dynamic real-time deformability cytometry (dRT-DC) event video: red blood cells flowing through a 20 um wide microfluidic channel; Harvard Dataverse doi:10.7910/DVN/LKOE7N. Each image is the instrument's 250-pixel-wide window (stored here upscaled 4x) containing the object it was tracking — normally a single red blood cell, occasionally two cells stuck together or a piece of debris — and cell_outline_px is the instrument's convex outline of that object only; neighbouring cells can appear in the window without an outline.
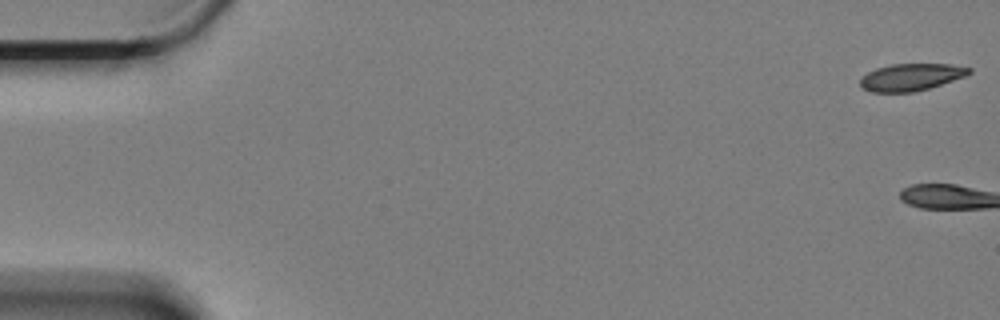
{"species": "Egyptian fruit bat (a non-hibernating species)", "species_latin": "Rousettus aegyptiacus", "temperature_condition": "cold", "stored_images_in_passage": 3, "camera_frame_rate_fps": 3000, "um_per_image_px": 0.085, "animal": {"sex": "female"}, "frame": {"image": 1, "passage_image": 1, "time_ms": 0.0, "image_size_px": [1000, 320], "cell_outline_px": [[972, 72], [964, 76], [916, 92], [872, 92], [860, 88], [860, 80], [868, 72], [876, 68], [892, 64], [948, 64], [972, 68]], "centroid_in_image_um": [77.41, 6.56], "position_along_channel_um": 7.6, "area_um2": 17.05}}